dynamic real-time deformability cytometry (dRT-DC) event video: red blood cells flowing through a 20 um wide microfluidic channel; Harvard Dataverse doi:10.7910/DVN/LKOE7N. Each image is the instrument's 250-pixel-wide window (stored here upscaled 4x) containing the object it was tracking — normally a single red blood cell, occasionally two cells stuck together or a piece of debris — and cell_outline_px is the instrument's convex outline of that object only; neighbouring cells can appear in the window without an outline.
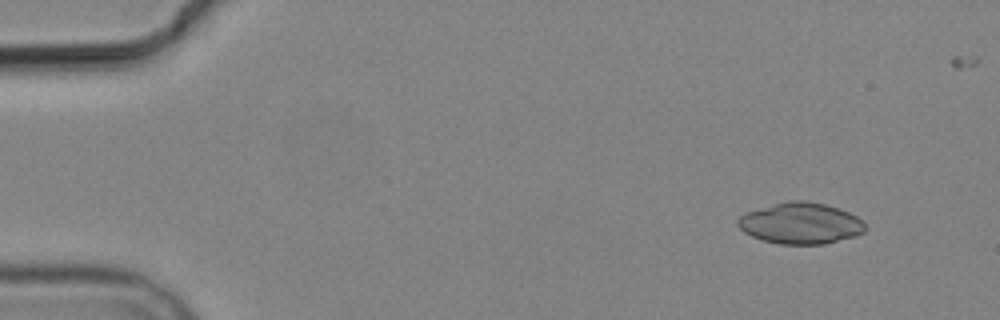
{"species": "common noctule bat (a hibernating species)", "species_latin": "Nyctalus noctula", "temperature_condition": "cold", "stored_images_in_passage": 5, "camera_frame_rate_fps": 3000, "um_per_image_px": 0.085, "animal": {"sex": "male", "body_mass_g": 19.2, "forearm_length_mm": 51.8}, "frame": {"image": 1, "passage_image": 1, "time_ms": 0.0, "image_size_px": [1000, 320], "cell_outline_px": [[864, 232], [856, 236], [824, 244], [780, 244], [764, 240], [752, 236], [744, 232], [736, 224], [736, 220], [740, 216], [748, 212], [788, 200], [804, 200], [824, 204], [840, 208], [856, 216], [864, 224]], "centroid_in_image_um": [68.05, 18.98], "position_along_channel_um": 16.9, "area_um2": 30.35}}